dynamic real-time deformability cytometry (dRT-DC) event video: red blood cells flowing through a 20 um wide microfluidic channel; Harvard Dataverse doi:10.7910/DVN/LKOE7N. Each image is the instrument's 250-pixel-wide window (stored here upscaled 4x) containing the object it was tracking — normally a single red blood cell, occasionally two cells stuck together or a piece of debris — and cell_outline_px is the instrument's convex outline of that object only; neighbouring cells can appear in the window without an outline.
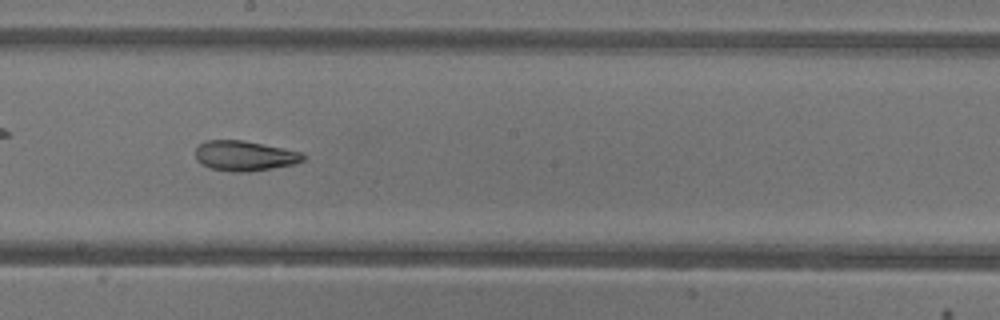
{"species": "common noctule bat (a hibernating species)", "species_latin": "Nyctalus noctula", "temperature_condition": "warm", "stored_images_in_passage": 49, "camera_frame_rate_fps": 3000, "um_per_image_px": 0.085, "animal": {"sex": "female"}, "frame": {"image": 1, "passage_image": 28, "time_ms": 9.0, "image_size_px": [1000, 320], "cell_outline_px": [[308, 156], [304, 160], [296, 164], [248, 172], [232, 172], [212, 168], [200, 164], [196, 160], [196, 148], [204, 140], [244, 140], [300, 152]], "centroid_in_image_um": [20.79, 13.25], "position_along_channel_um": 227.4, "area_um2": 18.96}, "authors_computed_cell_mechanics": {"area_um2": 24.0448, "velocity_mm_per_s": 4.2624, "shape_relaxation_time_tau1_ms": null, "shape_relaxation_time_tau2_ms": 1.8393, "deformation_change_tau1": null, "deformation_change_tau2": 0.0883}}